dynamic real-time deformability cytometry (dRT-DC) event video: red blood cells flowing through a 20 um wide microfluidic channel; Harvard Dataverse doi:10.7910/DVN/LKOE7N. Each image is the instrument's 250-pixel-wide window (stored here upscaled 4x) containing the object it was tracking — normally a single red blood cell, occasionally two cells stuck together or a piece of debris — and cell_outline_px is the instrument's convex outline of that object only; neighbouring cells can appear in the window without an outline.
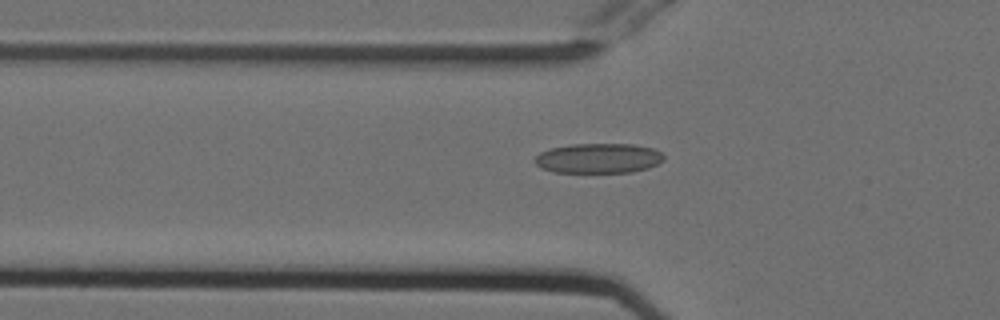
{"species": "Egyptian fruit bat (a non-hibernating species)", "species_latin": "Rousettus aegyptiacus", "temperature_condition": "cold", "stored_images_in_passage": 50, "camera_frame_rate_fps": 3000, "um_per_image_px": 0.085, "animal": {"sex": "female"}, "frame": {"image": 1, "passage_image": 15, "time_ms": 4.667, "image_size_px": [1000, 320], "cell_outline_px": [[664, 160], [648, 168], [632, 172], [552, 172], [540, 168], [532, 160], [540, 152], [548, 148], [572, 144], [632, 144], [652, 148], [660, 152], [664, 156]], "centroid_in_image_um": [50.82, 13.45], "position_along_channel_um": 75.0, "area_um2": 22.6}}
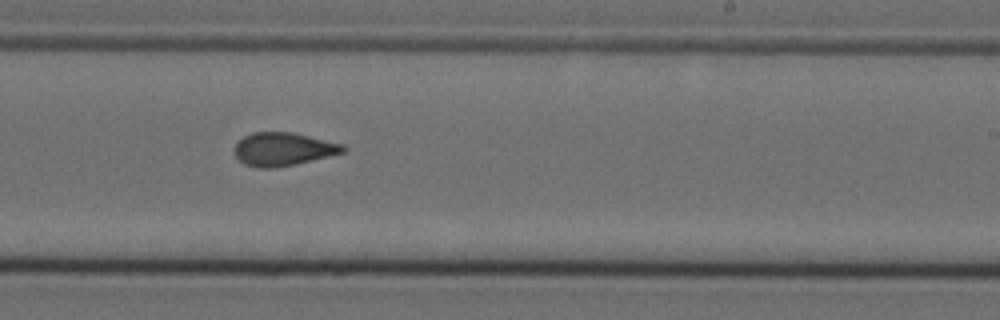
{"frame": {"image": 2, "passage_image": 30, "time_ms": 9.667, "image_size_px": [1000, 320], "cell_outline_px": [[344, 152], [296, 164], [276, 168], [260, 168], [244, 164], [232, 152], [232, 148], [244, 136], [252, 132], [292, 132], [344, 144]], "centroid_in_image_um": [24.02, 12.68], "position_along_channel_um": 265.0, "area_um2": 21.04}}
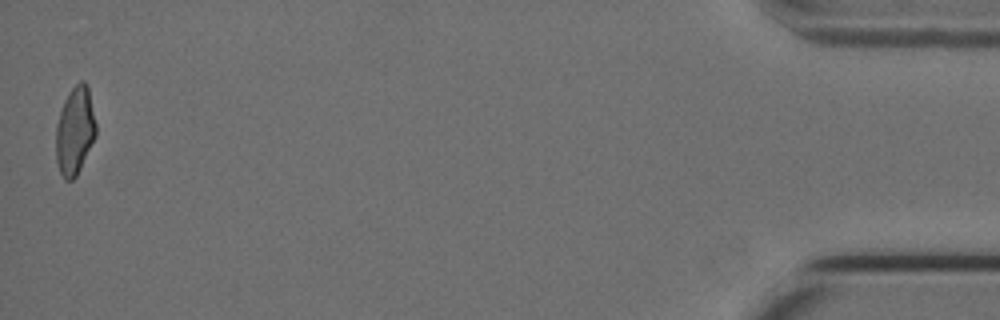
{"frame": {"image": 3, "passage_image": 50, "time_ms": 16.333, "image_size_px": [1000, 320], "cell_outline_px": [[96, 136], [76, 176], [72, 180], [64, 180], [60, 172], [56, 160], [56, 124], [64, 100], [68, 92], [80, 80], [84, 80], [88, 84], [96, 124]], "centroid_in_image_um": [6.37, 11.09], "position_along_channel_um": 428.8, "area_um2": 20.58}, "authors_computed_cell_mechanics": {"area_um2": 21.2704, "velocity_mm_per_s": 3.7896, "shape_relaxation_time_tau1_ms": null, "shape_relaxation_time_tau2_ms": 2.0716, "deformation_change_tau1": null, "deformation_change_tau2": 0.0971}}